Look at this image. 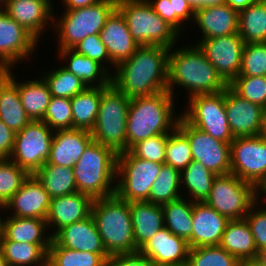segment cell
I'll return each instance as SVG.
<instances>
[{"label":"cell","instance_id":"8","mask_svg":"<svg viewBox=\"0 0 266 266\" xmlns=\"http://www.w3.org/2000/svg\"><path fill=\"white\" fill-rule=\"evenodd\" d=\"M117 8V0H101L96 4L65 10L58 19L54 16L58 50L72 49L89 35L99 34L107 18Z\"/></svg>","mask_w":266,"mask_h":266},{"label":"cell","instance_id":"30","mask_svg":"<svg viewBox=\"0 0 266 266\" xmlns=\"http://www.w3.org/2000/svg\"><path fill=\"white\" fill-rule=\"evenodd\" d=\"M59 58L69 60L63 67L77 76L87 87H105L112 83V73L99 62L73 49L58 50ZM97 83V84H96Z\"/></svg>","mask_w":266,"mask_h":266},{"label":"cell","instance_id":"6","mask_svg":"<svg viewBox=\"0 0 266 266\" xmlns=\"http://www.w3.org/2000/svg\"><path fill=\"white\" fill-rule=\"evenodd\" d=\"M129 99L113 83L101 87L100 106L93 129V141L110 147L117 154L126 151Z\"/></svg>","mask_w":266,"mask_h":266},{"label":"cell","instance_id":"10","mask_svg":"<svg viewBox=\"0 0 266 266\" xmlns=\"http://www.w3.org/2000/svg\"><path fill=\"white\" fill-rule=\"evenodd\" d=\"M162 165L134 157L129 151L118 153L115 194L127 202L147 201Z\"/></svg>","mask_w":266,"mask_h":266},{"label":"cell","instance_id":"24","mask_svg":"<svg viewBox=\"0 0 266 266\" xmlns=\"http://www.w3.org/2000/svg\"><path fill=\"white\" fill-rule=\"evenodd\" d=\"M52 239L72 250L108 254L92 215L60 229Z\"/></svg>","mask_w":266,"mask_h":266},{"label":"cell","instance_id":"55","mask_svg":"<svg viewBox=\"0 0 266 266\" xmlns=\"http://www.w3.org/2000/svg\"><path fill=\"white\" fill-rule=\"evenodd\" d=\"M189 6L196 11L199 8L218 6L226 3V0H186Z\"/></svg>","mask_w":266,"mask_h":266},{"label":"cell","instance_id":"40","mask_svg":"<svg viewBox=\"0 0 266 266\" xmlns=\"http://www.w3.org/2000/svg\"><path fill=\"white\" fill-rule=\"evenodd\" d=\"M109 254L72 250L53 239L48 249L47 266H104Z\"/></svg>","mask_w":266,"mask_h":266},{"label":"cell","instance_id":"29","mask_svg":"<svg viewBox=\"0 0 266 266\" xmlns=\"http://www.w3.org/2000/svg\"><path fill=\"white\" fill-rule=\"evenodd\" d=\"M133 233L138 252L159 230L164 228L161 205L147 201L130 202Z\"/></svg>","mask_w":266,"mask_h":266},{"label":"cell","instance_id":"26","mask_svg":"<svg viewBox=\"0 0 266 266\" xmlns=\"http://www.w3.org/2000/svg\"><path fill=\"white\" fill-rule=\"evenodd\" d=\"M12 71L13 69L0 71V119L14 133H17L31 119L27 116L21 104L18 94V81Z\"/></svg>","mask_w":266,"mask_h":266},{"label":"cell","instance_id":"23","mask_svg":"<svg viewBox=\"0 0 266 266\" xmlns=\"http://www.w3.org/2000/svg\"><path fill=\"white\" fill-rule=\"evenodd\" d=\"M92 141L89 130L77 128L56 130L47 163L73 168Z\"/></svg>","mask_w":266,"mask_h":266},{"label":"cell","instance_id":"53","mask_svg":"<svg viewBox=\"0 0 266 266\" xmlns=\"http://www.w3.org/2000/svg\"><path fill=\"white\" fill-rule=\"evenodd\" d=\"M15 133L0 119V159H9L14 149Z\"/></svg>","mask_w":266,"mask_h":266},{"label":"cell","instance_id":"27","mask_svg":"<svg viewBox=\"0 0 266 266\" xmlns=\"http://www.w3.org/2000/svg\"><path fill=\"white\" fill-rule=\"evenodd\" d=\"M194 23L201 33L200 40L238 33V12L224 3L195 11Z\"/></svg>","mask_w":266,"mask_h":266},{"label":"cell","instance_id":"46","mask_svg":"<svg viewBox=\"0 0 266 266\" xmlns=\"http://www.w3.org/2000/svg\"><path fill=\"white\" fill-rule=\"evenodd\" d=\"M238 76H266V42L245 44Z\"/></svg>","mask_w":266,"mask_h":266},{"label":"cell","instance_id":"52","mask_svg":"<svg viewBox=\"0 0 266 266\" xmlns=\"http://www.w3.org/2000/svg\"><path fill=\"white\" fill-rule=\"evenodd\" d=\"M104 266H157L155 262L140 251L135 253L110 255Z\"/></svg>","mask_w":266,"mask_h":266},{"label":"cell","instance_id":"9","mask_svg":"<svg viewBox=\"0 0 266 266\" xmlns=\"http://www.w3.org/2000/svg\"><path fill=\"white\" fill-rule=\"evenodd\" d=\"M260 191L234 174L217 175L205 203L228 220L244 219Z\"/></svg>","mask_w":266,"mask_h":266},{"label":"cell","instance_id":"37","mask_svg":"<svg viewBox=\"0 0 266 266\" xmlns=\"http://www.w3.org/2000/svg\"><path fill=\"white\" fill-rule=\"evenodd\" d=\"M216 174L207 169L202 163L192 160L190 164L181 171V187L186 191L189 200L193 202H205Z\"/></svg>","mask_w":266,"mask_h":266},{"label":"cell","instance_id":"11","mask_svg":"<svg viewBox=\"0 0 266 266\" xmlns=\"http://www.w3.org/2000/svg\"><path fill=\"white\" fill-rule=\"evenodd\" d=\"M188 99L187 110L180 114L188 124L223 142L231 143L234 140L225 110V90Z\"/></svg>","mask_w":266,"mask_h":266},{"label":"cell","instance_id":"3","mask_svg":"<svg viewBox=\"0 0 266 266\" xmlns=\"http://www.w3.org/2000/svg\"><path fill=\"white\" fill-rule=\"evenodd\" d=\"M174 98L165 90L131 99L127 115L126 151L142 140L168 134L177 127L181 115H174Z\"/></svg>","mask_w":266,"mask_h":266},{"label":"cell","instance_id":"44","mask_svg":"<svg viewBox=\"0 0 266 266\" xmlns=\"http://www.w3.org/2000/svg\"><path fill=\"white\" fill-rule=\"evenodd\" d=\"M29 175L10 159H0V206L4 207Z\"/></svg>","mask_w":266,"mask_h":266},{"label":"cell","instance_id":"5","mask_svg":"<svg viewBox=\"0 0 266 266\" xmlns=\"http://www.w3.org/2000/svg\"><path fill=\"white\" fill-rule=\"evenodd\" d=\"M117 155L110 147L92 141L73 167L77 191L93 199L114 195Z\"/></svg>","mask_w":266,"mask_h":266},{"label":"cell","instance_id":"60","mask_svg":"<svg viewBox=\"0 0 266 266\" xmlns=\"http://www.w3.org/2000/svg\"><path fill=\"white\" fill-rule=\"evenodd\" d=\"M0 266H9L8 262L4 258V255L1 251H0Z\"/></svg>","mask_w":266,"mask_h":266},{"label":"cell","instance_id":"64","mask_svg":"<svg viewBox=\"0 0 266 266\" xmlns=\"http://www.w3.org/2000/svg\"><path fill=\"white\" fill-rule=\"evenodd\" d=\"M3 8V2L0 0V10Z\"/></svg>","mask_w":266,"mask_h":266},{"label":"cell","instance_id":"45","mask_svg":"<svg viewBox=\"0 0 266 266\" xmlns=\"http://www.w3.org/2000/svg\"><path fill=\"white\" fill-rule=\"evenodd\" d=\"M229 86L246 100L266 106V76H237Z\"/></svg>","mask_w":266,"mask_h":266},{"label":"cell","instance_id":"35","mask_svg":"<svg viewBox=\"0 0 266 266\" xmlns=\"http://www.w3.org/2000/svg\"><path fill=\"white\" fill-rule=\"evenodd\" d=\"M50 244L0 241V251L9 266H47Z\"/></svg>","mask_w":266,"mask_h":266},{"label":"cell","instance_id":"59","mask_svg":"<svg viewBox=\"0 0 266 266\" xmlns=\"http://www.w3.org/2000/svg\"><path fill=\"white\" fill-rule=\"evenodd\" d=\"M261 135L266 138V106L263 107Z\"/></svg>","mask_w":266,"mask_h":266},{"label":"cell","instance_id":"47","mask_svg":"<svg viewBox=\"0 0 266 266\" xmlns=\"http://www.w3.org/2000/svg\"><path fill=\"white\" fill-rule=\"evenodd\" d=\"M42 121L54 131L73 129L70 99L52 96Z\"/></svg>","mask_w":266,"mask_h":266},{"label":"cell","instance_id":"43","mask_svg":"<svg viewBox=\"0 0 266 266\" xmlns=\"http://www.w3.org/2000/svg\"><path fill=\"white\" fill-rule=\"evenodd\" d=\"M193 160L188 137L176 127L168 133L166 144L165 164L184 170Z\"/></svg>","mask_w":266,"mask_h":266},{"label":"cell","instance_id":"32","mask_svg":"<svg viewBox=\"0 0 266 266\" xmlns=\"http://www.w3.org/2000/svg\"><path fill=\"white\" fill-rule=\"evenodd\" d=\"M37 78L23 83L19 81L18 94L27 116L31 120L42 121L52 95L44 79L41 76Z\"/></svg>","mask_w":266,"mask_h":266},{"label":"cell","instance_id":"21","mask_svg":"<svg viewBox=\"0 0 266 266\" xmlns=\"http://www.w3.org/2000/svg\"><path fill=\"white\" fill-rule=\"evenodd\" d=\"M189 249L185 239L164 227L139 251L157 266H186Z\"/></svg>","mask_w":266,"mask_h":266},{"label":"cell","instance_id":"4","mask_svg":"<svg viewBox=\"0 0 266 266\" xmlns=\"http://www.w3.org/2000/svg\"><path fill=\"white\" fill-rule=\"evenodd\" d=\"M91 215L109 255L136 252L130 202L116 194L94 199Z\"/></svg>","mask_w":266,"mask_h":266},{"label":"cell","instance_id":"41","mask_svg":"<svg viewBox=\"0 0 266 266\" xmlns=\"http://www.w3.org/2000/svg\"><path fill=\"white\" fill-rule=\"evenodd\" d=\"M51 71V72H50ZM48 71L43 77L52 96L71 99L87 86L74 74L62 66Z\"/></svg>","mask_w":266,"mask_h":266},{"label":"cell","instance_id":"63","mask_svg":"<svg viewBox=\"0 0 266 266\" xmlns=\"http://www.w3.org/2000/svg\"><path fill=\"white\" fill-rule=\"evenodd\" d=\"M260 193H262L263 195L265 194V197H266V185L263 187V189L260 191Z\"/></svg>","mask_w":266,"mask_h":266},{"label":"cell","instance_id":"7","mask_svg":"<svg viewBox=\"0 0 266 266\" xmlns=\"http://www.w3.org/2000/svg\"><path fill=\"white\" fill-rule=\"evenodd\" d=\"M130 34L139 46L174 47L181 35L151 7L147 0H117Z\"/></svg>","mask_w":266,"mask_h":266},{"label":"cell","instance_id":"28","mask_svg":"<svg viewBox=\"0 0 266 266\" xmlns=\"http://www.w3.org/2000/svg\"><path fill=\"white\" fill-rule=\"evenodd\" d=\"M242 264L256 262L259 252L246 219L229 220L219 244Z\"/></svg>","mask_w":266,"mask_h":266},{"label":"cell","instance_id":"18","mask_svg":"<svg viewBox=\"0 0 266 266\" xmlns=\"http://www.w3.org/2000/svg\"><path fill=\"white\" fill-rule=\"evenodd\" d=\"M2 10L39 42L40 35L50 26L49 21L52 26L54 23V6L49 0H5Z\"/></svg>","mask_w":266,"mask_h":266},{"label":"cell","instance_id":"15","mask_svg":"<svg viewBox=\"0 0 266 266\" xmlns=\"http://www.w3.org/2000/svg\"><path fill=\"white\" fill-rule=\"evenodd\" d=\"M195 45L228 84L239 75L245 42L238 33L198 40Z\"/></svg>","mask_w":266,"mask_h":266},{"label":"cell","instance_id":"57","mask_svg":"<svg viewBox=\"0 0 266 266\" xmlns=\"http://www.w3.org/2000/svg\"><path fill=\"white\" fill-rule=\"evenodd\" d=\"M259 1L260 0H226V4L239 13L248 6L256 4Z\"/></svg>","mask_w":266,"mask_h":266},{"label":"cell","instance_id":"51","mask_svg":"<svg viewBox=\"0 0 266 266\" xmlns=\"http://www.w3.org/2000/svg\"><path fill=\"white\" fill-rule=\"evenodd\" d=\"M169 1L172 7V27L181 35L186 22H190L192 19L194 20L195 11L189 6L186 0Z\"/></svg>","mask_w":266,"mask_h":266},{"label":"cell","instance_id":"13","mask_svg":"<svg viewBox=\"0 0 266 266\" xmlns=\"http://www.w3.org/2000/svg\"><path fill=\"white\" fill-rule=\"evenodd\" d=\"M230 153L231 174L261 191L266 185V138L236 137L230 144Z\"/></svg>","mask_w":266,"mask_h":266},{"label":"cell","instance_id":"42","mask_svg":"<svg viewBox=\"0 0 266 266\" xmlns=\"http://www.w3.org/2000/svg\"><path fill=\"white\" fill-rule=\"evenodd\" d=\"M242 263L220 245L190 248L186 266H241Z\"/></svg>","mask_w":266,"mask_h":266},{"label":"cell","instance_id":"14","mask_svg":"<svg viewBox=\"0 0 266 266\" xmlns=\"http://www.w3.org/2000/svg\"><path fill=\"white\" fill-rule=\"evenodd\" d=\"M177 127L188 137L193 160L202 163L216 175L231 173L230 144L188 124L181 116Z\"/></svg>","mask_w":266,"mask_h":266},{"label":"cell","instance_id":"22","mask_svg":"<svg viewBox=\"0 0 266 266\" xmlns=\"http://www.w3.org/2000/svg\"><path fill=\"white\" fill-rule=\"evenodd\" d=\"M99 37L116 66L129 59L139 47L130 34L124 16L117 8L107 18Z\"/></svg>","mask_w":266,"mask_h":266},{"label":"cell","instance_id":"58","mask_svg":"<svg viewBox=\"0 0 266 266\" xmlns=\"http://www.w3.org/2000/svg\"><path fill=\"white\" fill-rule=\"evenodd\" d=\"M256 263L259 266H266V249L259 253Z\"/></svg>","mask_w":266,"mask_h":266},{"label":"cell","instance_id":"19","mask_svg":"<svg viewBox=\"0 0 266 266\" xmlns=\"http://www.w3.org/2000/svg\"><path fill=\"white\" fill-rule=\"evenodd\" d=\"M51 197L34 175L23 182L21 188L4 205L11 215L25 218H47ZM11 209V210H10Z\"/></svg>","mask_w":266,"mask_h":266},{"label":"cell","instance_id":"49","mask_svg":"<svg viewBox=\"0 0 266 266\" xmlns=\"http://www.w3.org/2000/svg\"><path fill=\"white\" fill-rule=\"evenodd\" d=\"M72 49L81 55L87 56L90 59L99 62L109 72L112 71L108 67H106L105 62H107L108 65H113V67L116 68V65L111 61L106 46L102 43L99 34L87 36Z\"/></svg>","mask_w":266,"mask_h":266},{"label":"cell","instance_id":"12","mask_svg":"<svg viewBox=\"0 0 266 266\" xmlns=\"http://www.w3.org/2000/svg\"><path fill=\"white\" fill-rule=\"evenodd\" d=\"M54 132L43 121L31 120L15 133L14 149L9 159L33 175L49 159Z\"/></svg>","mask_w":266,"mask_h":266},{"label":"cell","instance_id":"54","mask_svg":"<svg viewBox=\"0 0 266 266\" xmlns=\"http://www.w3.org/2000/svg\"><path fill=\"white\" fill-rule=\"evenodd\" d=\"M152 9L172 26V7L169 0H147Z\"/></svg>","mask_w":266,"mask_h":266},{"label":"cell","instance_id":"62","mask_svg":"<svg viewBox=\"0 0 266 266\" xmlns=\"http://www.w3.org/2000/svg\"><path fill=\"white\" fill-rule=\"evenodd\" d=\"M241 266H259L256 262L252 263H243Z\"/></svg>","mask_w":266,"mask_h":266},{"label":"cell","instance_id":"17","mask_svg":"<svg viewBox=\"0 0 266 266\" xmlns=\"http://www.w3.org/2000/svg\"><path fill=\"white\" fill-rule=\"evenodd\" d=\"M225 110L234 138L261 135L263 108L241 97L230 86L225 89Z\"/></svg>","mask_w":266,"mask_h":266},{"label":"cell","instance_id":"34","mask_svg":"<svg viewBox=\"0 0 266 266\" xmlns=\"http://www.w3.org/2000/svg\"><path fill=\"white\" fill-rule=\"evenodd\" d=\"M51 198L78 192L71 167L45 163L33 174Z\"/></svg>","mask_w":266,"mask_h":266},{"label":"cell","instance_id":"16","mask_svg":"<svg viewBox=\"0 0 266 266\" xmlns=\"http://www.w3.org/2000/svg\"><path fill=\"white\" fill-rule=\"evenodd\" d=\"M38 40L3 10H0V71L13 69L32 56ZM26 58V59H25Z\"/></svg>","mask_w":266,"mask_h":266},{"label":"cell","instance_id":"33","mask_svg":"<svg viewBox=\"0 0 266 266\" xmlns=\"http://www.w3.org/2000/svg\"><path fill=\"white\" fill-rule=\"evenodd\" d=\"M184 197V198H183ZM162 205L164 213V227L173 234L185 239L192 248V217L194 202L184 196Z\"/></svg>","mask_w":266,"mask_h":266},{"label":"cell","instance_id":"48","mask_svg":"<svg viewBox=\"0 0 266 266\" xmlns=\"http://www.w3.org/2000/svg\"><path fill=\"white\" fill-rule=\"evenodd\" d=\"M168 134L149 137L133 145L128 151L143 160L165 164Z\"/></svg>","mask_w":266,"mask_h":266},{"label":"cell","instance_id":"38","mask_svg":"<svg viewBox=\"0 0 266 266\" xmlns=\"http://www.w3.org/2000/svg\"><path fill=\"white\" fill-rule=\"evenodd\" d=\"M238 34L245 44L266 42V0L238 13Z\"/></svg>","mask_w":266,"mask_h":266},{"label":"cell","instance_id":"39","mask_svg":"<svg viewBox=\"0 0 266 266\" xmlns=\"http://www.w3.org/2000/svg\"><path fill=\"white\" fill-rule=\"evenodd\" d=\"M181 189V172L170 165L163 164L152 184L147 202L162 206L183 197L185 192Z\"/></svg>","mask_w":266,"mask_h":266},{"label":"cell","instance_id":"1","mask_svg":"<svg viewBox=\"0 0 266 266\" xmlns=\"http://www.w3.org/2000/svg\"><path fill=\"white\" fill-rule=\"evenodd\" d=\"M169 49L158 45L139 46L116 66L112 83L129 99L167 90Z\"/></svg>","mask_w":266,"mask_h":266},{"label":"cell","instance_id":"56","mask_svg":"<svg viewBox=\"0 0 266 266\" xmlns=\"http://www.w3.org/2000/svg\"><path fill=\"white\" fill-rule=\"evenodd\" d=\"M101 0H62L65 10H72L96 4Z\"/></svg>","mask_w":266,"mask_h":266},{"label":"cell","instance_id":"36","mask_svg":"<svg viewBox=\"0 0 266 266\" xmlns=\"http://www.w3.org/2000/svg\"><path fill=\"white\" fill-rule=\"evenodd\" d=\"M101 99V87H86L70 99L73 129L91 131L95 125Z\"/></svg>","mask_w":266,"mask_h":266},{"label":"cell","instance_id":"31","mask_svg":"<svg viewBox=\"0 0 266 266\" xmlns=\"http://www.w3.org/2000/svg\"><path fill=\"white\" fill-rule=\"evenodd\" d=\"M45 219L9 217L3 219L1 241L26 242L31 244H50L52 237ZM45 232V233H44Z\"/></svg>","mask_w":266,"mask_h":266},{"label":"cell","instance_id":"2","mask_svg":"<svg viewBox=\"0 0 266 266\" xmlns=\"http://www.w3.org/2000/svg\"><path fill=\"white\" fill-rule=\"evenodd\" d=\"M185 46L177 50L174 47L169 49L167 91L175 97L174 86L182 87L190 94L189 98L224 91L229 84L199 47L193 44Z\"/></svg>","mask_w":266,"mask_h":266},{"label":"cell","instance_id":"61","mask_svg":"<svg viewBox=\"0 0 266 266\" xmlns=\"http://www.w3.org/2000/svg\"><path fill=\"white\" fill-rule=\"evenodd\" d=\"M2 208H4L3 206H0V210H3ZM3 219L2 216H0V241L2 239V231H3Z\"/></svg>","mask_w":266,"mask_h":266},{"label":"cell","instance_id":"25","mask_svg":"<svg viewBox=\"0 0 266 266\" xmlns=\"http://www.w3.org/2000/svg\"><path fill=\"white\" fill-rule=\"evenodd\" d=\"M192 248L219 245L228 219L205 202H194Z\"/></svg>","mask_w":266,"mask_h":266},{"label":"cell","instance_id":"50","mask_svg":"<svg viewBox=\"0 0 266 266\" xmlns=\"http://www.w3.org/2000/svg\"><path fill=\"white\" fill-rule=\"evenodd\" d=\"M259 201L260 199L251 207L245 219L250 226L256 248L260 253L266 249V207L258 209Z\"/></svg>","mask_w":266,"mask_h":266},{"label":"cell","instance_id":"20","mask_svg":"<svg viewBox=\"0 0 266 266\" xmlns=\"http://www.w3.org/2000/svg\"><path fill=\"white\" fill-rule=\"evenodd\" d=\"M94 199L90 196L76 192L70 195L51 198V203L46 218L50 234L53 237L60 229L72 223L89 217L92 213Z\"/></svg>","mask_w":266,"mask_h":266}]
</instances>
